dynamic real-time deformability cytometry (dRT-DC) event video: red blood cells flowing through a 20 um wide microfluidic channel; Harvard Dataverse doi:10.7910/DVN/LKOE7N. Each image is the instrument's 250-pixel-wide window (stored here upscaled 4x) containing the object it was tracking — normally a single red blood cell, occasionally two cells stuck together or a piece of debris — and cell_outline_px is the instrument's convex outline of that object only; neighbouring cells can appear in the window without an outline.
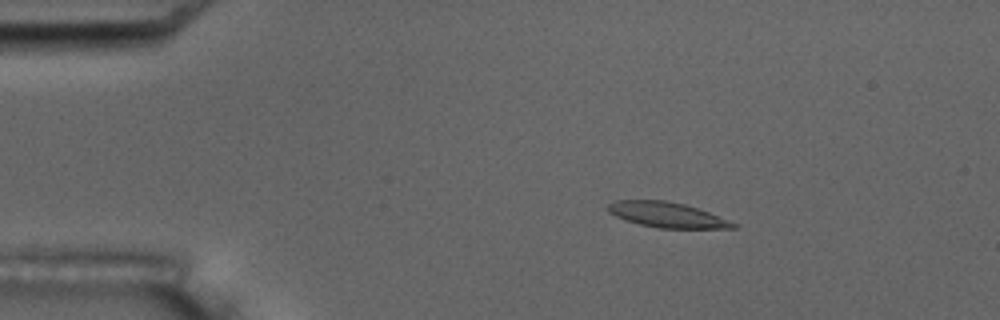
{"species": "common noctule bat (a hibernating species)", "species_latin": "Nyctalus noctula", "temperature_condition": "room temperature", "stored_images_in_passage": 4, "camera_frame_rate_fps": 3000, "um_per_image_px": 0.085, "animal": {"sex": "male", "body_mass_g": 17.5, "forearm_length_mm": 52.3}, "frame": {"image": 1, "passage_image": 3, "time_ms": 2.333, "image_size_px": [1000, 320], "cell_outline_px": [[740, 224], [736, 228], [660, 228], [640, 224], [624, 220], [608, 212], [608, 204], [616, 200], [664, 200], [684, 204], [708, 212]], "centroid_in_image_um": [56.7, 18.26], "position_along_channel_um": 28.3, "area_um2": 18.32}}